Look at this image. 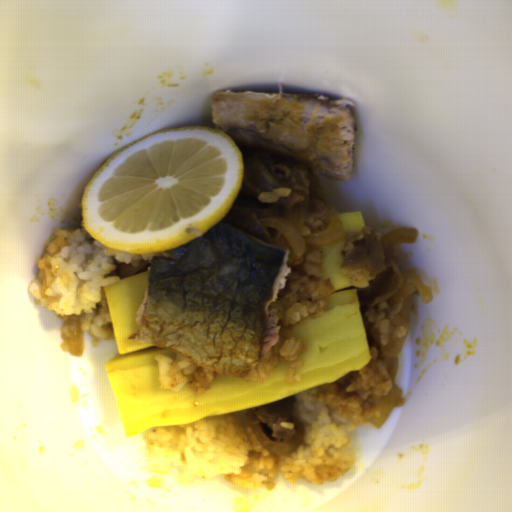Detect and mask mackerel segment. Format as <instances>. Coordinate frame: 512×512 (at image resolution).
I'll return each instance as SVG.
<instances>
[{"mask_svg": "<svg viewBox=\"0 0 512 512\" xmlns=\"http://www.w3.org/2000/svg\"><path fill=\"white\" fill-rule=\"evenodd\" d=\"M215 126L235 145L298 163L310 174L347 181L356 146L354 103L328 96L214 91Z\"/></svg>", "mask_w": 512, "mask_h": 512, "instance_id": "2", "label": "mackerel segment"}, {"mask_svg": "<svg viewBox=\"0 0 512 512\" xmlns=\"http://www.w3.org/2000/svg\"><path fill=\"white\" fill-rule=\"evenodd\" d=\"M290 271L289 249L219 222L151 259L128 338L246 379L278 340L270 307Z\"/></svg>", "mask_w": 512, "mask_h": 512, "instance_id": "1", "label": "mackerel segment"}]
</instances>
